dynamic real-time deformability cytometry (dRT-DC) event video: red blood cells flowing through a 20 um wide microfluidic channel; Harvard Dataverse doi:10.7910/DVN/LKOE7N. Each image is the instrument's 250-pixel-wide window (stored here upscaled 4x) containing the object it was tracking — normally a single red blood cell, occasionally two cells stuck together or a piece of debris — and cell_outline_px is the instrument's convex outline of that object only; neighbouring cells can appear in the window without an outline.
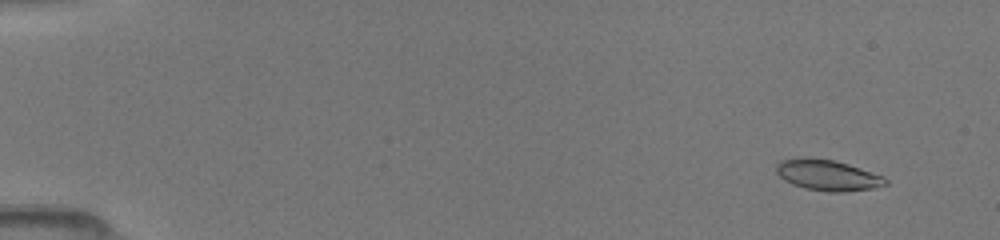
{"species": "common noctule bat (a hibernating species)", "species_latin": "Nyctalus noctula", "temperature_condition": "room temperature", "stored_images_in_passage": 45, "camera_frame_rate_fps": 3000, "um_per_image_px": 0.085, "animal": {"sex": "female", "body_mass_g": 19.5, "forearm_length_mm": 54.1}, "frame": {"image": 1, "passage_image": 2, "time_ms": 1.0, "image_size_px": [1000, 240], "cell_outline_px": [[888, 184], [872, 188], [844, 192], [828, 192], [804, 188], [792, 184], [784, 180], [776, 172], [776, 164], [780, 160], [804, 156], [808, 156], [832, 160], [848, 164], [884, 176], [888, 180]], "centroid_in_image_um": [70.32, 14.88], "position_along_channel_um": 14.7, "area_um2": 19.83}}
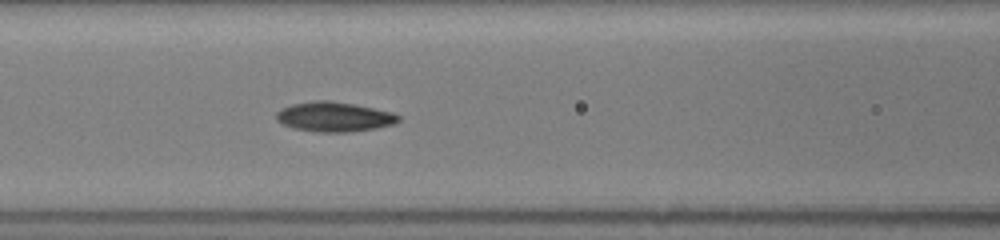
{"frame": {"image": 2, "passage_image": 20, "time_ms": 7.333, "image_size_px": [1000, 240], "cell_outline_px": [[400, 120], [396, 124], [376, 128], [352, 132], [316, 132], [292, 128], [276, 120], [276, 112], [280, 108], [292, 104], [316, 100], [332, 100], [356, 104], [392, 112], [400, 116]], "centroid_in_image_um": [28.41, 9.92], "position_along_channel_um": 138.2, "area_um2": 21.5}}
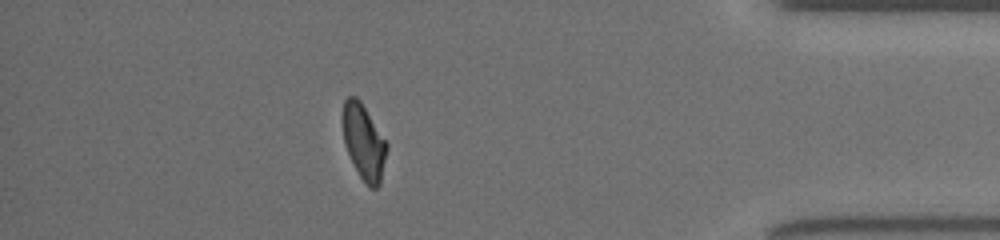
{"frame": {"image": 3, "passage_image": 40, "time_ms": 14.667, "image_size_px": [1000, 240], "cell_outline_px": [[388, 148], [380, 184], [376, 188], [368, 188], [360, 176], [344, 144], [340, 120], [344, 100], [348, 96], [356, 96], [360, 100], [388, 144]], "centroid_in_image_um": [30.89, 12.04], "position_along_channel_um": 404.3, "area_um2": 19.59}}